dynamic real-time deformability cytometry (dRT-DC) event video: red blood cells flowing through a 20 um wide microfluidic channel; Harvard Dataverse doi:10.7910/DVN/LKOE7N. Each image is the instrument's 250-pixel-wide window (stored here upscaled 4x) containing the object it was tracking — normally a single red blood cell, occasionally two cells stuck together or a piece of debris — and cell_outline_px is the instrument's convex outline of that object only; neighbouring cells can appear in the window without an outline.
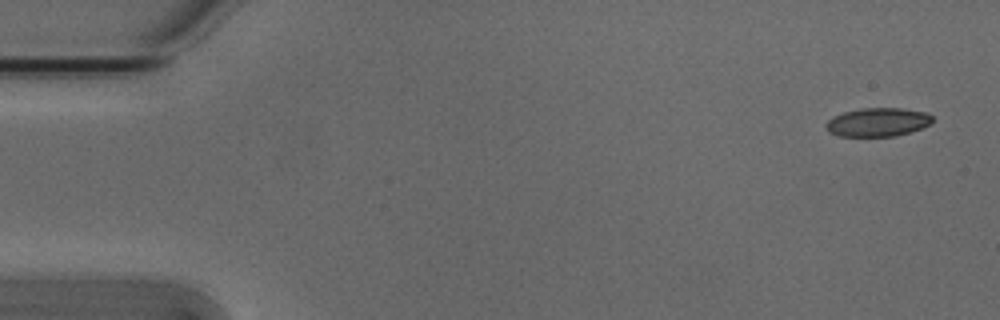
{"species": "Egyptian fruit bat (a non-hibernating species)", "species_latin": "Rousettus aegyptiacus", "temperature_condition": "cold", "stored_images_in_passage": 2, "camera_frame_rate_fps": 3000, "um_per_image_px": 0.085, "animal": {"sex": "male"}, "frame": {"image": 1, "passage_image": 2, "time_ms": 0.333, "image_size_px": [1000, 320], "cell_outline_px": [[932, 120], [928, 124], [920, 128], [896, 136], [840, 136], [828, 132], [824, 124], [832, 116], [844, 112], [860, 108], [900, 108], [928, 112], [932, 116]], "centroid_in_image_um": [74.56, 10.37], "position_along_channel_um": 10.4, "area_um2": 17.74}}